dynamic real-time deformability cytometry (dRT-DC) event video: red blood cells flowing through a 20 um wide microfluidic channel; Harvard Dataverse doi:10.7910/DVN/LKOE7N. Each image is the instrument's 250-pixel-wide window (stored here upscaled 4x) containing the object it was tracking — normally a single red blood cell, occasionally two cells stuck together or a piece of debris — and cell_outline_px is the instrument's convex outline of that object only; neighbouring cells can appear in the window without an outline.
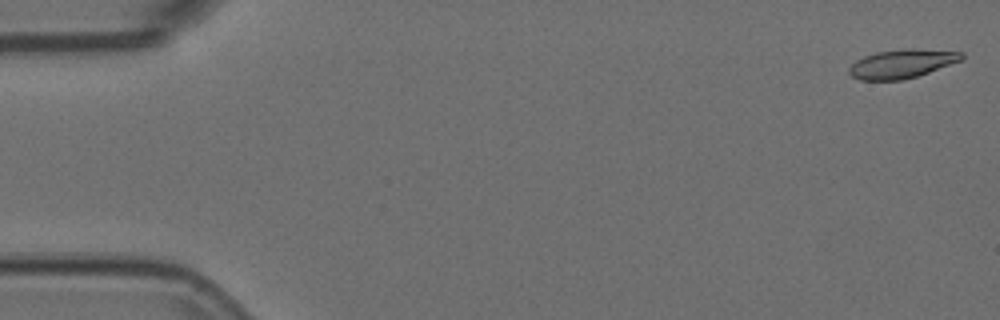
{"species": "Egyptian fruit bat (a non-hibernating species)", "species_latin": "Rousettus aegyptiacus", "temperature_condition": "room temperature", "stored_images_in_passage": 7, "camera_frame_rate_fps": 3000, "um_per_image_px": 0.085, "animal": {"sex": "female"}, "frame": {"image": 1, "passage_image": 1, "time_ms": 0.0, "image_size_px": [1000, 320], "cell_outline_px": [[964, 60], [916, 76], [900, 80], [860, 80], [852, 76], [848, 72], [848, 68], [856, 60], [864, 56], [876, 52], [908, 48], [912, 48], [964, 52]], "centroid_in_image_um": [76.67, 5.41], "position_along_channel_um": 8.3, "area_um2": 18.9}}